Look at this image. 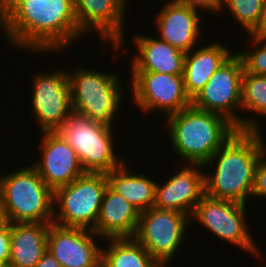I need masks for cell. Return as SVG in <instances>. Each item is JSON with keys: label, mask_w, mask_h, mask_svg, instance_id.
<instances>
[{"label": "cell", "mask_w": 266, "mask_h": 267, "mask_svg": "<svg viewBox=\"0 0 266 267\" xmlns=\"http://www.w3.org/2000/svg\"><path fill=\"white\" fill-rule=\"evenodd\" d=\"M0 28L8 45L34 54L62 53L84 36L72 0H0Z\"/></svg>", "instance_id": "obj_1"}, {"label": "cell", "mask_w": 266, "mask_h": 267, "mask_svg": "<svg viewBox=\"0 0 266 267\" xmlns=\"http://www.w3.org/2000/svg\"><path fill=\"white\" fill-rule=\"evenodd\" d=\"M263 154L250 130H237L203 165L215 163V172L205 173V194L246 204L252 196L256 166Z\"/></svg>", "instance_id": "obj_2"}, {"label": "cell", "mask_w": 266, "mask_h": 267, "mask_svg": "<svg viewBox=\"0 0 266 267\" xmlns=\"http://www.w3.org/2000/svg\"><path fill=\"white\" fill-rule=\"evenodd\" d=\"M169 142L188 164L204 165L237 128L225 117L193 105L166 117Z\"/></svg>", "instance_id": "obj_3"}, {"label": "cell", "mask_w": 266, "mask_h": 267, "mask_svg": "<svg viewBox=\"0 0 266 267\" xmlns=\"http://www.w3.org/2000/svg\"><path fill=\"white\" fill-rule=\"evenodd\" d=\"M53 199L33 166L0 175V202L10 223H53Z\"/></svg>", "instance_id": "obj_4"}, {"label": "cell", "mask_w": 266, "mask_h": 267, "mask_svg": "<svg viewBox=\"0 0 266 267\" xmlns=\"http://www.w3.org/2000/svg\"><path fill=\"white\" fill-rule=\"evenodd\" d=\"M70 72V73H69ZM117 73L77 68L68 71V83L74 112L93 122L112 128L113 119L120 111L123 86Z\"/></svg>", "instance_id": "obj_5"}, {"label": "cell", "mask_w": 266, "mask_h": 267, "mask_svg": "<svg viewBox=\"0 0 266 267\" xmlns=\"http://www.w3.org/2000/svg\"><path fill=\"white\" fill-rule=\"evenodd\" d=\"M112 131L72 111L55 132L75 150L85 172L106 174L126 162L115 153Z\"/></svg>", "instance_id": "obj_6"}, {"label": "cell", "mask_w": 266, "mask_h": 267, "mask_svg": "<svg viewBox=\"0 0 266 267\" xmlns=\"http://www.w3.org/2000/svg\"><path fill=\"white\" fill-rule=\"evenodd\" d=\"M108 181L105 173L85 172L70 184L54 191L53 223L62 227L95 230Z\"/></svg>", "instance_id": "obj_7"}, {"label": "cell", "mask_w": 266, "mask_h": 267, "mask_svg": "<svg viewBox=\"0 0 266 267\" xmlns=\"http://www.w3.org/2000/svg\"><path fill=\"white\" fill-rule=\"evenodd\" d=\"M243 73L242 59L233 53L209 78L205 87L192 100V105L225 117L237 130L253 129L257 125L255 118H243L236 113L241 109Z\"/></svg>", "instance_id": "obj_8"}, {"label": "cell", "mask_w": 266, "mask_h": 267, "mask_svg": "<svg viewBox=\"0 0 266 267\" xmlns=\"http://www.w3.org/2000/svg\"><path fill=\"white\" fill-rule=\"evenodd\" d=\"M190 216L152 207L140 213L134 238L162 266L167 267L178 252Z\"/></svg>", "instance_id": "obj_9"}, {"label": "cell", "mask_w": 266, "mask_h": 267, "mask_svg": "<svg viewBox=\"0 0 266 267\" xmlns=\"http://www.w3.org/2000/svg\"><path fill=\"white\" fill-rule=\"evenodd\" d=\"M245 209L246 204L215 199L205 194L195 206L190 218L198 220L207 231L221 240L261 257V250H258L250 235Z\"/></svg>", "instance_id": "obj_10"}, {"label": "cell", "mask_w": 266, "mask_h": 267, "mask_svg": "<svg viewBox=\"0 0 266 267\" xmlns=\"http://www.w3.org/2000/svg\"><path fill=\"white\" fill-rule=\"evenodd\" d=\"M131 74L132 99L143 113L157 111L167 117L192 105L183 75L151 71H131Z\"/></svg>", "instance_id": "obj_11"}, {"label": "cell", "mask_w": 266, "mask_h": 267, "mask_svg": "<svg viewBox=\"0 0 266 267\" xmlns=\"http://www.w3.org/2000/svg\"><path fill=\"white\" fill-rule=\"evenodd\" d=\"M41 73L32 79V117L42 132H55L73 111L67 72Z\"/></svg>", "instance_id": "obj_12"}, {"label": "cell", "mask_w": 266, "mask_h": 267, "mask_svg": "<svg viewBox=\"0 0 266 267\" xmlns=\"http://www.w3.org/2000/svg\"><path fill=\"white\" fill-rule=\"evenodd\" d=\"M100 238L92 230L50 223L47 250L61 267H101L102 248L95 241Z\"/></svg>", "instance_id": "obj_13"}, {"label": "cell", "mask_w": 266, "mask_h": 267, "mask_svg": "<svg viewBox=\"0 0 266 267\" xmlns=\"http://www.w3.org/2000/svg\"><path fill=\"white\" fill-rule=\"evenodd\" d=\"M201 164L183 163L179 172L161 185L156 182L153 207L175 210L191 217L205 195V173Z\"/></svg>", "instance_id": "obj_14"}, {"label": "cell", "mask_w": 266, "mask_h": 267, "mask_svg": "<svg viewBox=\"0 0 266 267\" xmlns=\"http://www.w3.org/2000/svg\"><path fill=\"white\" fill-rule=\"evenodd\" d=\"M127 0H77L75 16L79 30L86 34L93 28L101 41L111 42L115 51L124 41V15ZM99 31V32H98Z\"/></svg>", "instance_id": "obj_15"}, {"label": "cell", "mask_w": 266, "mask_h": 267, "mask_svg": "<svg viewBox=\"0 0 266 267\" xmlns=\"http://www.w3.org/2000/svg\"><path fill=\"white\" fill-rule=\"evenodd\" d=\"M42 158L32 166L54 192L82 176L83 170L75 150L57 132H42Z\"/></svg>", "instance_id": "obj_16"}, {"label": "cell", "mask_w": 266, "mask_h": 267, "mask_svg": "<svg viewBox=\"0 0 266 267\" xmlns=\"http://www.w3.org/2000/svg\"><path fill=\"white\" fill-rule=\"evenodd\" d=\"M201 15L198 10L168 1L156 18L159 39L187 53L197 46L200 36Z\"/></svg>", "instance_id": "obj_17"}, {"label": "cell", "mask_w": 266, "mask_h": 267, "mask_svg": "<svg viewBox=\"0 0 266 267\" xmlns=\"http://www.w3.org/2000/svg\"><path fill=\"white\" fill-rule=\"evenodd\" d=\"M140 212L109 186L105 189L94 232L101 239L134 238Z\"/></svg>", "instance_id": "obj_18"}, {"label": "cell", "mask_w": 266, "mask_h": 267, "mask_svg": "<svg viewBox=\"0 0 266 267\" xmlns=\"http://www.w3.org/2000/svg\"><path fill=\"white\" fill-rule=\"evenodd\" d=\"M133 40L138 52L131 60L132 71L183 75L185 52L158 37L138 34Z\"/></svg>", "instance_id": "obj_19"}, {"label": "cell", "mask_w": 266, "mask_h": 267, "mask_svg": "<svg viewBox=\"0 0 266 267\" xmlns=\"http://www.w3.org/2000/svg\"><path fill=\"white\" fill-rule=\"evenodd\" d=\"M187 52L184 59L183 79L187 95L193 100L205 87L214 72L233 54L218 42Z\"/></svg>", "instance_id": "obj_20"}, {"label": "cell", "mask_w": 266, "mask_h": 267, "mask_svg": "<svg viewBox=\"0 0 266 267\" xmlns=\"http://www.w3.org/2000/svg\"><path fill=\"white\" fill-rule=\"evenodd\" d=\"M50 223H11V256L15 267H34L47 251Z\"/></svg>", "instance_id": "obj_21"}, {"label": "cell", "mask_w": 266, "mask_h": 267, "mask_svg": "<svg viewBox=\"0 0 266 267\" xmlns=\"http://www.w3.org/2000/svg\"><path fill=\"white\" fill-rule=\"evenodd\" d=\"M106 178L108 186L123 196L140 213L153 207L156 182L145 177V174H133L124 162L120 167L106 173Z\"/></svg>", "instance_id": "obj_22"}, {"label": "cell", "mask_w": 266, "mask_h": 267, "mask_svg": "<svg viewBox=\"0 0 266 267\" xmlns=\"http://www.w3.org/2000/svg\"><path fill=\"white\" fill-rule=\"evenodd\" d=\"M101 267H162L135 238H108Z\"/></svg>", "instance_id": "obj_23"}, {"label": "cell", "mask_w": 266, "mask_h": 267, "mask_svg": "<svg viewBox=\"0 0 266 267\" xmlns=\"http://www.w3.org/2000/svg\"><path fill=\"white\" fill-rule=\"evenodd\" d=\"M241 109L266 115V76L244 70L242 76Z\"/></svg>", "instance_id": "obj_24"}, {"label": "cell", "mask_w": 266, "mask_h": 267, "mask_svg": "<svg viewBox=\"0 0 266 267\" xmlns=\"http://www.w3.org/2000/svg\"><path fill=\"white\" fill-rule=\"evenodd\" d=\"M262 6L263 0H223V8H228L232 12L233 18L247 33L257 25Z\"/></svg>", "instance_id": "obj_25"}, {"label": "cell", "mask_w": 266, "mask_h": 267, "mask_svg": "<svg viewBox=\"0 0 266 267\" xmlns=\"http://www.w3.org/2000/svg\"><path fill=\"white\" fill-rule=\"evenodd\" d=\"M250 37L252 44L257 45V47L254 46L253 50L249 48V50L246 49L236 53L241 57L244 70L247 73L266 76V37ZM262 43L265 44L262 45Z\"/></svg>", "instance_id": "obj_26"}, {"label": "cell", "mask_w": 266, "mask_h": 267, "mask_svg": "<svg viewBox=\"0 0 266 267\" xmlns=\"http://www.w3.org/2000/svg\"><path fill=\"white\" fill-rule=\"evenodd\" d=\"M259 122L257 125L251 129L250 131L257 138L258 143L260 144L263 154L256 166L255 177H254V185L252 190V197L255 198H265L266 199V143L264 142V137L262 136V131H260Z\"/></svg>", "instance_id": "obj_27"}, {"label": "cell", "mask_w": 266, "mask_h": 267, "mask_svg": "<svg viewBox=\"0 0 266 267\" xmlns=\"http://www.w3.org/2000/svg\"><path fill=\"white\" fill-rule=\"evenodd\" d=\"M11 256V223L0 224V265L8 264Z\"/></svg>", "instance_id": "obj_28"}, {"label": "cell", "mask_w": 266, "mask_h": 267, "mask_svg": "<svg viewBox=\"0 0 266 267\" xmlns=\"http://www.w3.org/2000/svg\"><path fill=\"white\" fill-rule=\"evenodd\" d=\"M193 9H198V11H210V13H220V10H223V0H171Z\"/></svg>", "instance_id": "obj_29"}, {"label": "cell", "mask_w": 266, "mask_h": 267, "mask_svg": "<svg viewBox=\"0 0 266 267\" xmlns=\"http://www.w3.org/2000/svg\"><path fill=\"white\" fill-rule=\"evenodd\" d=\"M248 34L249 36L266 37V0H263L257 25Z\"/></svg>", "instance_id": "obj_30"}, {"label": "cell", "mask_w": 266, "mask_h": 267, "mask_svg": "<svg viewBox=\"0 0 266 267\" xmlns=\"http://www.w3.org/2000/svg\"><path fill=\"white\" fill-rule=\"evenodd\" d=\"M34 267H61V265L52 253L47 250Z\"/></svg>", "instance_id": "obj_31"}, {"label": "cell", "mask_w": 266, "mask_h": 267, "mask_svg": "<svg viewBox=\"0 0 266 267\" xmlns=\"http://www.w3.org/2000/svg\"><path fill=\"white\" fill-rule=\"evenodd\" d=\"M5 215H4V211H3V206L0 202V224H2L5 221Z\"/></svg>", "instance_id": "obj_32"}, {"label": "cell", "mask_w": 266, "mask_h": 267, "mask_svg": "<svg viewBox=\"0 0 266 267\" xmlns=\"http://www.w3.org/2000/svg\"><path fill=\"white\" fill-rule=\"evenodd\" d=\"M0 267H15V266L8 263V264H1Z\"/></svg>", "instance_id": "obj_33"}]
</instances>
